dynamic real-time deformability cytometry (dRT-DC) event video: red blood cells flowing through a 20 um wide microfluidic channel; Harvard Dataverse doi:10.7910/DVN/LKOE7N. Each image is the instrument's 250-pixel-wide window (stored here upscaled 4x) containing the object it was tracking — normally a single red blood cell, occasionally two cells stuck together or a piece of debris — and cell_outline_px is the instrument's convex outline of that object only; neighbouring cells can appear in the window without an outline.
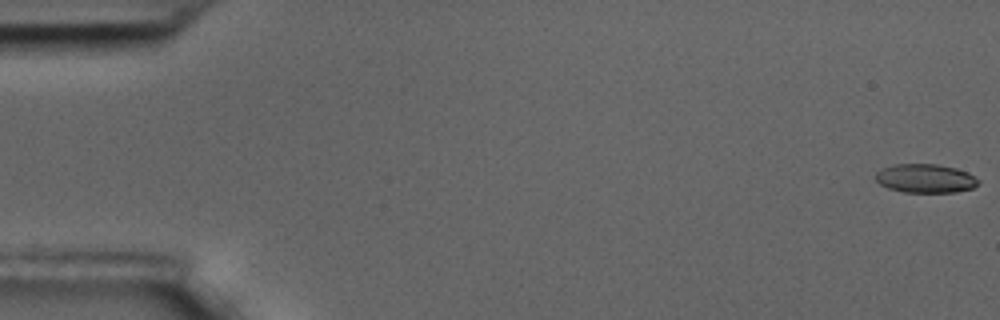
{"species": "common noctule bat (a hibernating species)", "species_latin": "Nyctalus noctula", "temperature_condition": "room temperature", "stored_images_in_passage": 59, "camera_frame_rate_fps": 3000, "um_per_image_px": 0.085, "animal": {"sex": "male", "body_mass_g": 17.5, "forearm_length_mm": 52.3}, "frame": {"image": 1, "passage_image": 1, "time_ms": 0.0, "image_size_px": [1000, 320], "cell_outline_px": [[980, 184], [972, 188], [956, 192], [904, 192], [888, 188], [880, 184], [876, 180], [876, 172], [880, 168], [896, 164], [936, 164], [956, 168], [968, 172], [980, 180]], "centroid_in_image_um": [78.67, 15.16], "position_along_channel_um": 6.3, "area_um2": 17.34}}
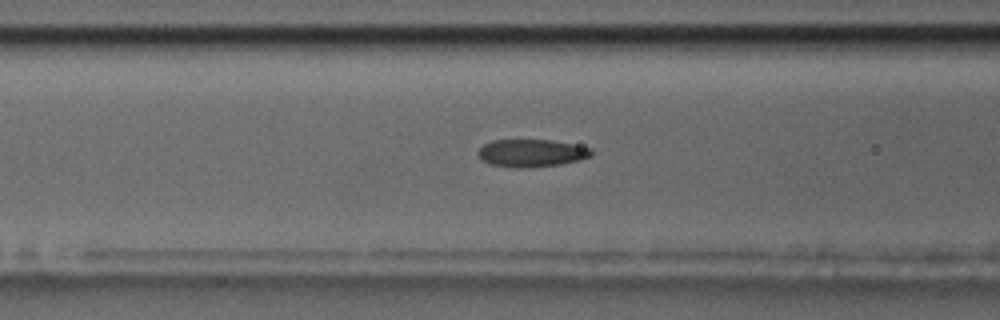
{"frame": {"image": 2, "passage_image": 24, "time_ms": 7.667, "image_size_px": [1000, 320], "cell_outline_px": [[592, 156], [580, 160], [560, 164], [520, 168], [516, 168], [488, 164], [476, 152], [484, 144], [492, 140], [552, 140], [592, 148]], "centroid_in_image_um": [45.18, 13.01], "position_along_channel_um": 121.4, "area_um2": 18.15}}
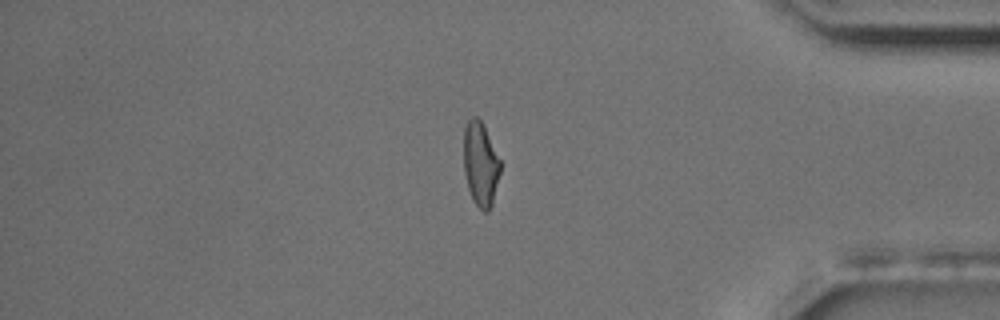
{"frame": {"image": 3, "passage_image": 50, "time_ms": 16.333, "image_size_px": [1000, 320], "cell_outline_px": [[500, 172], [492, 204], [488, 212], [484, 212], [472, 200], [468, 188], [464, 172], [464, 128], [468, 120], [472, 116], [476, 116], [480, 120], [500, 160]], "centroid_in_image_um": [40.83, 13.97], "position_along_channel_um": 394.4, "area_um2": 17.69}, "authors_computed_cell_mechanics": {"area_um2": 18.3804, "velocity_mm_per_s": 3.4684, "shape_relaxation_time_tau1_ms": 8.0877, "shape_relaxation_time_tau2_ms": 1.6476, "deformation_change_tau1": 0.2087, "deformation_change_tau2": 0.0799}}